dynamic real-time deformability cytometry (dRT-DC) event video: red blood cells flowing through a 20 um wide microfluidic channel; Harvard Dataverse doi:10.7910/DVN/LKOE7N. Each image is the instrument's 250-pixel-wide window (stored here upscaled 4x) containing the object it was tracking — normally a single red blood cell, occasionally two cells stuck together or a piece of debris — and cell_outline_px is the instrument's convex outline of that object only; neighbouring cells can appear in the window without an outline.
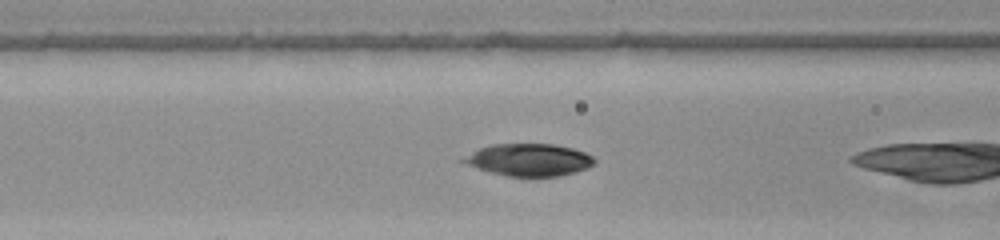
{"species": "common noctule bat (a hibernating species)", "species_latin": "Nyctalus noctula", "temperature_condition": "warm", "stored_images_in_passage": 6, "camera_frame_rate_fps": 3000, "um_per_image_px": 0.085, "animal": {"sex": "female", "body_mass_g": 22.0, "forearm_length_mm": 56.7}, "frame": {"image": 1, "passage_image": 5, "time_ms": 1.333, "image_size_px": [1000, 240], "cell_outline_px": [[596, 164], [588, 168], [576, 172], [560, 176], [508, 176], [488, 172], [468, 164], [460, 160], [472, 152], [480, 148], [492, 144], [552, 144], [572, 148], [584, 152], [592, 156], [596, 160]], "centroid_in_image_um": [45.01, 13.59], "position_along_channel_um": 121.6, "area_um2": 24.51}}